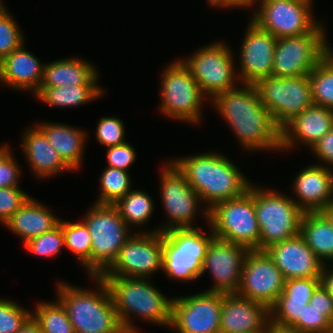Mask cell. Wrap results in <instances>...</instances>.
<instances>
[{
	"instance_id": "obj_1",
	"label": "cell",
	"mask_w": 333,
	"mask_h": 333,
	"mask_svg": "<svg viewBox=\"0 0 333 333\" xmlns=\"http://www.w3.org/2000/svg\"><path fill=\"white\" fill-rule=\"evenodd\" d=\"M212 100L246 149L281 148V128L261 103L253 84L219 93Z\"/></svg>"
},
{
	"instance_id": "obj_2",
	"label": "cell",
	"mask_w": 333,
	"mask_h": 333,
	"mask_svg": "<svg viewBox=\"0 0 333 333\" xmlns=\"http://www.w3.org/2000/svg\"><path fill=\"white\" fill-rule=\"evenodd\" d=\"M172 162L185 175L201 200L210 204L205 210L207 220L208 210L215 204L237 198L249 190L250 183L245 176L219 153L183 157Z\"/></svg>"
},
{
	"instance_id": "obj_3",
	"label": "cell",
	"mask_w": 333,
	"mask_h": 333,
	"mask_svg": "<svg viewBox=\"0 0 333 333\" xmlns=\"http://www.w3.org/2000/svg\"><path fill=\"white\" fill-rule=\"evenodd\" d=\"M101 277L109 288L118 319L126 333H138L128 319L131 313L158 325L171 326L172 300L150 285L146 278Z\"/></svg>"
},
{
	"instance_id": "obj_4",
	"label": "cell",
	"mask_w": 333,
	"mask_h": 333,
	"mask_svg": "<svg viewBox=\"0 0 333 333\" xmlns=\"http://www.w3.org/2000/svg\"><path fill=\"white\" fill-rule=\"evenodd\" d=\"M100 291L58 284V300L66 308L75 333H126L118 319L115 305L106 282L94 276Z\"/></svg>"
},
{
	"instance_id": "obj_5",
	"label": "cell",
	"mask_w": 333,
	"mask_h": 333,
	"mask_svg": "<svg viewBox=\"0 0 333 333\" xmlns=\"http://www.w3.org/2000/svg\"><path fill=\"white\" fill-rule=\"evenodd\" d=\"M215 238L259 250L260 228L254 204V186L243 195L215 204L208 210Z\"/></svg>"
},
{
	"instance_id": "obj_6",
	"label": "cell",
	"mask_w": 333,
	"mask_h": 333,
	"mask_svg": "<svg viewBox=\"0 0 333 333\" xmlns=\"http://www.w3.org/2000/svg\"><path fill=\"white\" fill-rule=\"evenodd\" d=\"M91 236V277L101 276L116 260L131 237L115 205L95 203L83 221Z\"/></svg>"
},
{
	"instance_id": "obj_7",
	"label": "cell",
	"mask_w": 333,
	"mask_h": 333,
	"mask_svg": "<svg viewBox=\"0 0 333 333\" xmlns=\"http://www.w3.org/2000/svg\"><path fill=\"white\" fill-rule=\"evenodd\" d=\"M272 191L254 187L256 218L260 228L259 250L299 235L304 213L294 199Z\"/></svg>"
},
{
	"instance_id": "obj_8",
	"label": "cell",
	"mask_w": 333,
	"mask_h": 333,
	"mask_svg": "<svg viewBox=\"0 0 333 333\" xmlns=\"http://www.w3.org/2000/svg\"><path fill=\"white\" fill-rule=\"evenodd\" d=\"M214 232L202 234L198 228L173 229L163 232V271L170 278L183 281L201 276L202 263Z\"/></svg>"
},
{
	"instance_id": "obj_9",
	"label": "cell",
	"mask_w": 333,
	"mask_h": 333,
	"mask_svg": "<svg viewBox=\"0 0 333 333\" xmlns=\"http://www.w3.org/2000/svg\"><path fill=\"white\" fill-rule=\"evenodd\" d=\"M254 86L261 103L280 128L314 105L308 75L285 78L269 76L259 79Z\"/></svg>"
},
{
	"instance_id": "obj_10",
	"label": "cell",
	"mask_w": 333,
	"mask_h": 333,
	"mask_svg": "<svg viewBox=\"0 0 333 333\" xmlns=\"http://www.w3.org/2000/svg\"><path fill=\"white\" fill-rule=\"evenodd\" d=\"M320 24L313 32L277 39L272 76L299 77L308 75L330 52Z\"/></svg>"
},
{
	"instance_id": "obj_11",
	"label": "cell",
	"mask_w": 333,
	"mask_h": 333,
	"mask_svg": "<svg viewBox=\"0 0 333 333\" xmlns=\"http://www.w3.org/2000/svg\"><path fill=\"white\" fill-rule=\"evenodd\" d=\"M163 73L160 111L171 118L198 122L204 94L188 67L178 60L171 63Z\"/></svg>"
},
{
	"instance_id": "obj_12",
	"label": "cell",
	"mask_w": 333,
	"mask_h": 333,
	"mask_svg": "<svg viewBox=\"0 0 333 333\" xmlns=\"http://www.w3.org/2000/svg\"><path fill=\"white\" fill-rule=\"evenodd\" d=\"M163 268V233L154 230L132 235L120 249L114 263L101 276L149 279Z\"/></svg>"
},
{
	"instance_id": "obj_13",
	"label": "cell",
	"mask_w": 333,
	"mask_h": 333,
	"mask_svg": "<svg viewBox=\"0 0 333 333\" xmlns=\"http://www.w3.org/2000/svg\"><path fill=\"white\" fill-rule=\"evenodd\" d=\"M260 1V10L251 20L277 39L308 34L320 25L311 17L309 0Z\"/></svg>"
},
{
	"instance_id": "obj_14",
	"label": "cell",
	"mask_w": 333,
	"mask_h": 333,
	"mask_svg": "<svg viewBox=\"0 0 333 333\" xmlns=\"http://www.w3.org/2000/svg\"><path fill=\"white\" fill-rule=\"evenodd\" d=\"M284 285L283 274L265 250H248L237 295L270 308L283 292Z\"/></svg>"
},
{
	"instance_id": "obj_15",
	"label": "cell",
	"mask_w": 333,
	"mask_h": 333,
	"mask_svg": "<svg viewBox=\"0 0 333 333\" xmlns=\"http://www.w3.org/2000/svg\"><path fill=\"white\" fill-rule=\"evenodd\" d=\"M231 55L229 47L215 42L202 47L183 63L190 70L203 94L205 92L214 99L219 93L235 88L236 76Z\"/></svg>"
},
{
	"instance_id": "obj_16",
	"label": "cell",
	"mask_w": 333,
	"mask_h": 333,
	"mask_svg": "<svg viewBox=\"0 0 333 333\" xmlns=\"http://www.w3.org/2000/svg\"><path fill=\"white\" fill-rule=\"evenodd\" d=\"M224 294L205 291L173 298L171 326L180 333H220Z\"/></svg>"
},
{
	"instance_id": "obj_17",
	"label": "cell",
	"mask_w": 333,
	"mask_h": 333,
	"mask_svg": "<svg viewBox=\"0 0 333 333\" xmlns=\"http://www.w3.org/2000/svg\"><path fill=\"white\" fill-rule=\"evenodd\" d=\"M161 179L162 200L171 223L156 230L163 233L173 229L195 228L191 222L197 213V203L202 201L200 196L173 162L163 168Z\"/></svg>"
},
{
	"instance_id": "obj_18",
	"label": "cell",
	"mask_w": 333,
	"mask_h": 333,
	"mask_svg": "<svg viewBox=\"0 0 333 333\" xmlns=\"http://www.w3.org/2000/svg\"><path fill=\"white\" fill-rule=\"evenodd\" d=\"M247 252L241 245L214 238L208 246L201 270L202 275L208 269L215 281V286L207 291L236 293Z\"/></svg>"
},
{
	"instance_id": "obj_19",
	"label": "cell",
	"mask_w": 333,
	"mask_h": 333,
	"mask_svg": "<svg viewBox=\"0 0 333 333\" xmlns=\"http://www.w3.org/2000/svg\"><path fill=\"white\" fill-rule=\"evenodd\" d=\"M241 49V81L243 84H255L259 79L272 76L277 38L259 28L253 21Z\"/></svg>"
},
{
	"instance_id": "obj_20",
	"label": "cell",
	"mask_w": 333,
	"mask_h": 333,
	"mask_svg": "<svg viewBox=\"0 0 333 333\" xmlns=\"http://www.w3.org/2000/svg\"><path fill=\"white\" fill-rule=\"evenodd\" d=\"M283 274L285 280L291 278H321L324 264L297 235L275 243L265 249Z\"/></svg>"
},
{
	"instance_id": "obj_21",
	"label": "cell",
	"mask_w": 333,
	"mask_h": 333,
	"mask_svg": "<svg viewBox=\"0 0 333 333\" xmlns=\"http://www.w3.org/2000/svg\"><path fill=\"white\" fill-rule=\"evenodd\" d=\"M270 311L265 304L241 297L236 293L224 294L220 333H267Z\"/></svg>"
},
{
	"instance_id": "obj_22",
	"label": "cell",
	"mask_w": 333,
	"mask_h": 333,
	"mask_svg": "<svg viewBox=\"0 0 333 333\" xmlns=\"http://www.w3.org/2000/svg\"><path fill=\"white\" fill-rule=\"evenodd\" d=\"M332 128L333 109L317 105L308 107L281 128L280 150L293 147L295 139L306 142L311 148Z\"/></svg>"
},
{
	"instance_id": "obj_23",
	"label": "cell",
	"mask_w": 333,
	"mask_h": 333,
	"mask_svg": "<svg viewBox=\"0 0 333 333\" xmlns=\"http://www.w3.org/2000/svg\"><path fill=\"white\" fill-rule=\"evenodd\" d=\"M295 203L305 212H320L333 203V173L322 165L309 166L295 179ZM301 201V202H300Z\"/></svg>"
},
{
	"instance_id": "obj_24",
	"label": "cell",
	"mask_w": 333,
	"mask_h": 333,
	"mask_svg": "<svg viewBox=\"0 0 333 333\" xmlns=\"http://www.w3.org/2000/svg\"><path fill=\"white\" fill-rule=\"evenodd\" d=\"M24 44L1 60L0 81L20 90L38 92L43 79L44 64L39 63Z\"/></svg>"
},
{
	"instance_id": "obj_25",
	"label": "cell",
	"mask_w": 333,
	"mask_h": 333,
	"mask_svg": "<svg viewBox=\"0 0 333 333\" xmlns=\"http://www.w3.org/2000/svg\"><path fill=\"white\" fill-rule=\"evenodd\" d=\"M92 64L80 59H63L44 64L42 84L36 97L48 87L97 85L98 73Z\"/></svg>"
},
{
	"instance_id": "obj_26",
	"label": "cell",
	"mask_w": 333,
	"mask_h": 333,
	"mask_svg": "<svg viewBox=\"0 0 333 333\" xmlns=\"http://www.w3.org/2000/svg\"><path fill=\"white\" fill-rule=\"evenodd\" d=\"M59 221L47 207L29 197L4 225L21 236L25 244L29 240L51 231L59 224Z\"/></svg>"
},
{
	"instance_id": "obj_27",
	"label": "cell",
	"mask_w": 333,
	"mask_h": 333,
	"mask_svg": "<svg viewBox=\"0 0 333 333\" xmlns=\"http://www.w3.org/2000/svg\"><path fill=\"white\" fill-rule=\"evenodd\" d=\"M23 149L36 176L50 177L63 170H72L38 128L29 129L23 137Z\"/></svg>"
},
{
	"instance_id": "obj_28",
	"label": "cell",
	"mask_w": 333,
	"mask_h": 333,
	"mask_svg": "<svg viewBox=\"0 0 333 333\" xmlns=\"http://www.w3.org/2000/svg\"><path fill=\"white\" fill-rule=\"evenodd\" d=\"M38 128L45 134L62 160L72 169L81 165L84 150L85 133L71 126L62 124H39Z\"/></svg>"
},
{
	"instance_id": "obj_29",
	"label": "cell",
	"mask_w": 333,
	"mask_h": 333,
	"mask_svg": "<svg viewBox=\"0 0 333 333\" xmlns=\"http://www.w3.org/2000/svg\"><path fill=\"white\" fill-rule=\"evenodd\" d=\"M299 235L323 263L333 261V227L320 212L303 213Z\"/></svg>"
},
{
	"instance_id": "obj_30",
	"label": "cell",
	"mask_w": 333,
	"mask_h": 333,
	"mask_svg": "<svg viewBox=\"0 0 333 333\" xmlns=\"http://www.w3.org/2000/svg\"><path fill=\"white\" fill-rule=\"evenodd\" d=\"M103 93L98 85H79L45 88L37 98L51 106H79L94 100Z\"/></svg>"
},
{
	"instance_id": "obj_31",
	"label": "cell",
	"mask_w": 333,
	"mask_h": 333,
	"mask_svg": "<svg viewBox=\"0 0 333 333\" xmlns=\"http://www.w3.org/2000/svg\"><path fill=\"white\" fill-rule=\"evenodd\" d=\"M314 105L333 109V49L308 74Z\"/></svg>"
},
{
	"instance_id": "obj_32",
	"label": "cell",
	"mask_w": 333,
	"mask_h": 333,
	"mask_svg": "<svg viewBox=\"0 0 333 333\" xmlns=\"http://www.w3.org/2000/svg\"><path fill=\"white\" fill-rule=\"evenodd\" d=\"M33 313L31 315L40 325L42 333H75L66 308L59 300L39 303Z\"/></svg>"
},
{
	"instance_id": "obj_33",
	"label": "cell",
	"mask_w": 333,
	"mask_h": 333,
	"mask_svg": "<svg viewBox=\"0 0 333 333\" xmlns=\"http://www.w3.org/2000/svg\"><path fill=\"white\" fill-rule=\"evenodd\" d=\"M59 224L64 234V247L75 253L91 275L92 242L86 224L82 221L77 223L59 221Z\"/></svg>"
},
{
	"instance_id": "obj_34",
	"label": "cell",
	"mask_w": 333,
	"mask_h": 333,
	"mask_svg": "<svg viewBox=\"0 0 333 333\" xmlns=\"http://www.w3.org/2000/svg\"><path fill=\"white\" fill-rule=\"evenodd\" d=\"M114 205L127 225L145 223L153 211L151 197L140 190H130Z\"/></svg>"
},
{
	"instance_id": "obj_35",
	"label": "cell",
	"mask_w": 333,
	"mask_h": 333,
	"mask_svg": "<svg viewBox=\"0 0 333 333\" xmlns=\"http://www.w3.org/2000/svg\"><path fill=\"white\" fill-rule=\"evenodd\" d=\"M101 196L98 204H116L130 191V179L127 171L108 167L100 177Z\"/></svg>"
},
{
	"instance_id": "obj_36",
	"label": "cell",
	"mask_w": 333,
	"mask_h": 333,
	"mask_svg": "<svg viewBox=\"0 0 333 333\" xmlns=\"http://www.w3.org/2000/svg\"><path fill=\"white\" fill-rule=\"evenodd\" d=\"M309 301L291 300V298H277L276 302L269 308L270 324L291 329L302 317L304 306Z\"/></svg>"
},
{
	"instance_id": "obj_37",
	"label": "cell",
	"mask_w": 333,
	"mask_h": 333,
	"mask_svg": "<svg viewBox=\"0 0 333 333\" xmlns=\"http://www.w3.org/2000/svg\"><path fill=\"white\" fill-rule=\"evenodd\" d=\"M14 21L0 1V60L24 44L23 35Z\"/></svg>"
},
{
	"instance_id": "obj_38",
	"label": "cell",
	"mask_w": 333,
	"mask_h": 333,
	"mask_svg": "<svg viewBox=\"0 0 333 333\" xmlns=\"http://www.w3.org/2000/svg\"><path fill=\"white\" fill-rule=\"evenodd\" d=\"M28 251L39 256H54L65 246L62 226L58 224L51 231L45 232L26 242Z\"/></svg>"
},
{
	"instance_id": "obj_39",
	"label": "cell",
	"mask_w": 333,
	"mask_h": 333,
	"mask_svg": "<svg viewBox=\"0 0 333 333\" xmlns=\"http://www.w3.org/2000/svg\"><path fill=\"white\" fill-rule=\"evenodd\" d=\"M332 324L326 315L308 303L304 306L302 317L291 329L300 333H331Z\"/></svg>"
},
{
	"instance_id": "obj_40",
	"label": "cell",
	"mask_w": 333,
	"mask_h": 333,
	"mask_svg": "<svg viewBox=\"0 0 333 333\" xmlns=\"http://www.w3.org/2000/svg\"><path fill=\"white\" fill-rule=\"evenodd\" d=\"M32 313L9 300H0V333H17Z\"/></svg>"
},
{
	"instance_id": "obj_41",
	"label": "cell",
	"mask_w": 333,
	"mask_h": 333,
	"mask_svg": "<svg viewBox=\"0 0 333 333\" xmlns=\"http://www.w3.org/2000/svg\"><path fill=\"white\" fill-rule=\"evenodd\" d=\"M124 125L122 120L115 117H102L96 129L98 142L108 147L125 143Z\"/></svg>"
},
{
	"instance_id": "obj_42",
	"label": "cell",
	"mask_w": 333,
	"mask_h": 333,
	"mask_svg": "<svg viewBox=\"0 0 333 333\" xmlns=\"http://www.w3.org/2000/svg\"><path fill=\"white\" fill-rule=\"evenodd\" d=\"M321 278H291L285 280L283 292L278 298H291V300L310 301Z\"/></svg>"
},
{
	"instance_id": "obj_43",
	"label": "cell",
	"mask_w": 333,
	"mask_h": 333,
	"mask_svg": "<svg viewBox=\"0 0 333 333\" xmlns=\"http://www.w3.org/2000/svg\"><path fill=\"white\" fill-rule=\"evenodd\" d=\"M29 197L19 187L0 188V222L5 224Z\"/></svg>"
},
{
	"instance_id": "obj_44",
	"label": "cell",
	"mask_w": 333,
	"mask_h": 333,
	"mask_svg": "<svg viewBox=\"0 0 333 333\" xmlns=\"http://www.w3.org/2000/svg\"><path fill=\"white\" fill-rule=\"evenodd\" d=\"M108 167L118 168L125 171L133 164L136 154L132 146L125 142L120 145L108 147L107 150Z\"/></svg>"
},
{
	"instance_id": "obj_45",
	"label": "cell",
	"mask_w": 333,
	"mask_h": 333,
	"mask_svg": "<svg viewBox=\"0 0 333 333\" xmlns=\"http://www.w3.org/2000/svg\"><path fill=\"white\" fill-rule=\"evenodd\" d=\"M309 303L333 322V297L328 293L322 283L314 290Z\"/></svg>"
},
{
	"instance_id": "obj_46",
	"label": "cell",
	"mask_w": 333,
	"mask_h": 333,
	"mask_svg": "<svg viewBox=\"0 0 333 333\" xmlns=\"http://www.w3.org/2000/svg\"><path fill=\"white\" fill-rule=\"evenodd\" d=\"M14 159L15 158L11 156L0 166V188L18 187L20 170Z\"/></svg>"
},
{
	"instance_id": "obj_47",
	"label": "cell",
	"mask_w": 333,
	"mask_h": 333,
	"mask_svg": "<svg viewBox=\"0 0 333 333\" xmlns=\"http://www.w3.org/2000/svg\"><path fill=\"white\" fill-rule=\"evenodd\" d=\"M311 149L326 164L333 165V128L313 145Z\"/></svg>"
},
{
	"instance_id": "obj_48",
	"label": "cell",
	"mask_w": 333,
	"mask_h": 333,
	"mask_svg": "<svg viewBox=\"0 0 333 333\" xmlns=\"http://www.w3.org/2000/svg\"><path fill=\"white\" fill-rule=\"evenodd\" d=\"M17 333H42L40 325L31 315Z\"/></svg>"
},
{
	"instance_id": "obj_49",
	"label": "cell",
	"mask_w": 333,
	"mask_h": 333,
	"mask_svg": "<svg viewBox=\"0 0 333 333\" xmlns=\"http://www.w3.org/2000/svg\"><path fill=\"white\" fill-rule=\"evenodd\" d=\"M325 266L322 270L321 283L327 289L328 293L333 297V269L328 273Z\"/></svg>"
},
{
	"instance_id": "obj_50",
	"label": "cell",
	"mask_w": 333,
	"mask_h": 333,
	"mask_svg": "<svg viewBox=\"0 0 333 333\" xmlns=\"http://www.w3.org/2000/svg\"><path fill=\"white\" fill-rule=\"evenodd\" d=\"M258 0H222V7H249Z\"/></svg>"
},
{
	"instance_id": "obj_51",
	"label": "cell",
	"mask_w": 333,
	"mask_h": 333,
	"mask_svg": "<svg viewBox=\"0 0 333 333\" xmlns=\"http://www.w3.org/2000/svg\"><path fill=\"white\" fill-rule=\"evenodd\" d=\"M320 213L328 220L330 225L333 227V203L322 209Z\"/></svg>"
},
{
	"instance_id": "obj_52",
	"label": "cell",
	"mask_w": 333,
	"mask_h": 333,
	"mask_svg": "<svg viewBox=\"0 0 333 333\" xmlns=\"http://www.w3.org/2000/svg\"><path fill=\"white\" fill-rule=\"evenodd\" d=\"M267 333H300V332L294 331L292 329H284L282 327L269 324Z\"/></svg>"
},
{
	"instance_id": "obj_53",
	"label": "cell",
	"mask_w": 333,
	"mask_h": 333,
	"mask_svg": "<svg viewBox=\"0 0 333 333\" xmlns=\"http://www.w3.org/2000/svg\"><path fill=\"white\" fill-rule=\"evenodd\" d=\"M13 154L10 153V150L5 145L2 148L0 147V166L4 164Z\"/></svg>"
},
{
	"instance_id": "obj_54",
	"label": "cell",
	"mask_w": 333,
	"mask_h": 333,
	"mask_svg": "<svg viewBox=\"0 0 333 333\" xmlns=\"http://www.w3.org/2000/svg\"><path fill=\"white\" fill-rule=\"evenodd\" d=\"M209 3L214 6H221L222 7V0H209Z\"/></svg>"
}]
</instances>
